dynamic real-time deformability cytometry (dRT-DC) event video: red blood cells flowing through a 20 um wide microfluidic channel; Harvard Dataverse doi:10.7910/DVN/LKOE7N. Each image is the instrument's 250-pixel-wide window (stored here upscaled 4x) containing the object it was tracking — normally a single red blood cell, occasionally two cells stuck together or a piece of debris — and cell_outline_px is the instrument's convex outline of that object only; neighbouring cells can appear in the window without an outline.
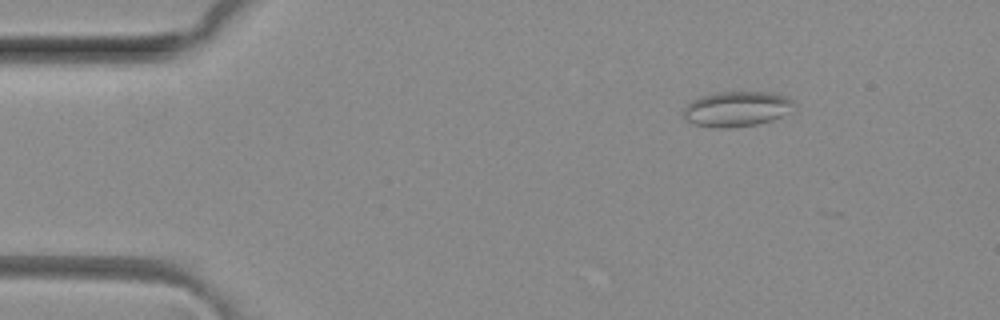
{"species": "common noctule bat (a hibernating species)", "species_latin": "Nyctalus noctula", "temperature_condition": "room temperature", "stored_images_in_passage": 3, "camera_frame_rate_fps": 3000, "um_per_image_px": 0.085, "animal": {"sex": "female", "body_mass_g": 29.2, "forearm_length_mm": 56.3}, "frame": {"image": 1, "passage_image": 1, "time_ms": 0.0, "image_size_px": [1000, 320], "cell_outline_px": [[796, 104], [788, 112], [772, 120], [756, 124], [724, 128], [716, 128], [696, 124], [684, 120], [684, 108], [692, 100], [700, 96], [720, 92], [772, 92], [784, 96], [792, 100]], "centroid_in_image_um": [62.61, 9.25], "position_along_channel_um": 22.4, "area_um2": 22.48}}